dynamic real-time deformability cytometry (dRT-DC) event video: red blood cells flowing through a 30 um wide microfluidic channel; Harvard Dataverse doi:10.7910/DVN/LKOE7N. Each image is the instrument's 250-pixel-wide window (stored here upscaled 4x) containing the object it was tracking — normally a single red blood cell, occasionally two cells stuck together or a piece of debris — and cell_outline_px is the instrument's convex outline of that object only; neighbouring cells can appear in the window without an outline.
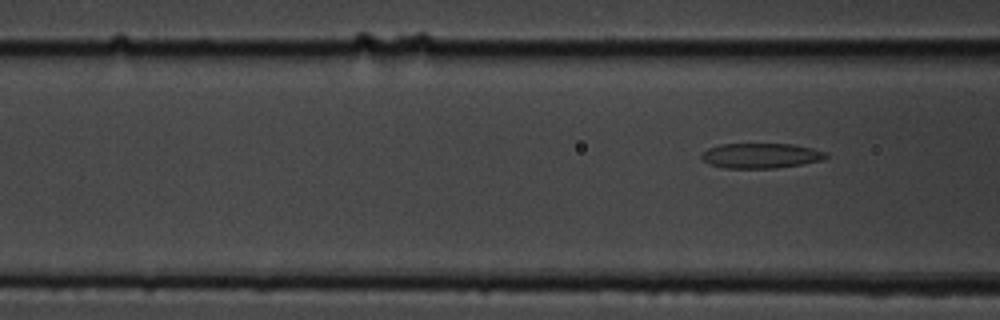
{"species": "common noctule bat (a hibernating species)", "species_latin": "Nyctalus noctula", "temperature_condition": "cold", "stored_images_in_passage": 6, "segment_of_instrument_passage": [2, 2], "camera_frame_rate_fps": 3000, "um_per_image_px": 0.085, "animal": {"sex": "male", "body_mass_g": 19.5, "forearm_length_mm": 54.6}, "frame": {"image": 1, "passage_image": 6, "time_ms": 6.667, "image_size_px": [1000, 320], "cell_outline_px": [[828, 156], [824, 160], [776, 168], [724, 168], [708, 164], [700, 156], [708, 148], [720, 144], [792, 144], [812, 148], [828, 152]], "centroid_in_image_um": [64.69, 13.23], "position_along_channel_um": 101.9, "area_um2": 18.21}}